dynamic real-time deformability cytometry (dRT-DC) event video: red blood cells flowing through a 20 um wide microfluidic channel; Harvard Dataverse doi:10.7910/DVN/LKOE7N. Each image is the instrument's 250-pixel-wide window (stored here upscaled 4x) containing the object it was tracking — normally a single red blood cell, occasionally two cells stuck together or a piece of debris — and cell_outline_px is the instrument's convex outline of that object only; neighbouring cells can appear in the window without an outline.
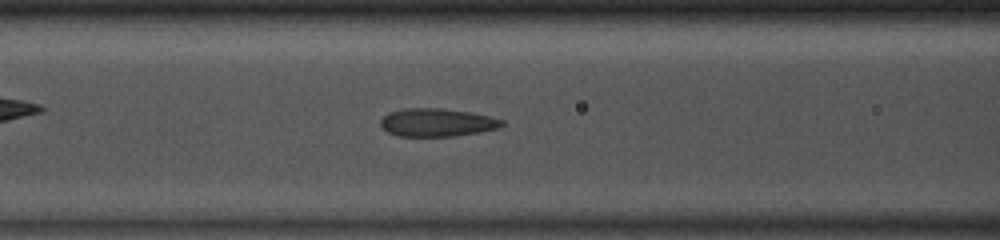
{"species": "common noctule bat (a hibernating species)", "species_latin": "Nyctalus noctula", "temperature_condition": "room temperature", "stored_images_in_passage": 40, "camera_frame_rate_fps": 3000, "um_per_image_px": 0.085, "animal": {"sex": "male", "body_mass_g": 13.0, "forearm_length_mm": 53.1}, "frame": {"image": 1, "passage_image": 17, "time_ms": 5.333, "image_size_px": [1000, 240], "cell_outline_px": [[504, 124], [500, 128], [480, 132], [456, 136], [400, 136], [388, 132], [380, 124], [380, 120], [388, 112], [404, 108], [440, 108], [472, 112], [504, 120]], "centroid_in_image_um": [37.16, 10.4], "position_along_channel_um": 129.4, "area_um2": 19.94}}
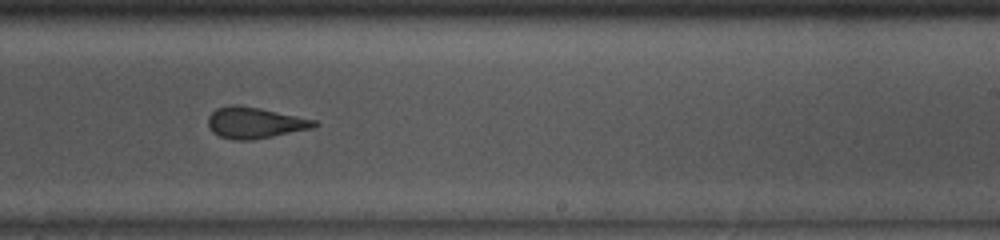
{"frame": {"image": 2, "passage_image": 27, "time_ms": 8.667, "image_size_px": [1000, 240], "cell_outline_px": [[320, 124], [312, 128], [252, 140], [236, 140], [220, 136], [212, 132], [208, 124], [208, 116], [216, 108], [232, 104], [236, 104], [260, 108], [316, 120]], "centroid_in_image_um": [21.64, 10.42], "position_along_channel_um": 267.4, "area_um2": 19.19}}
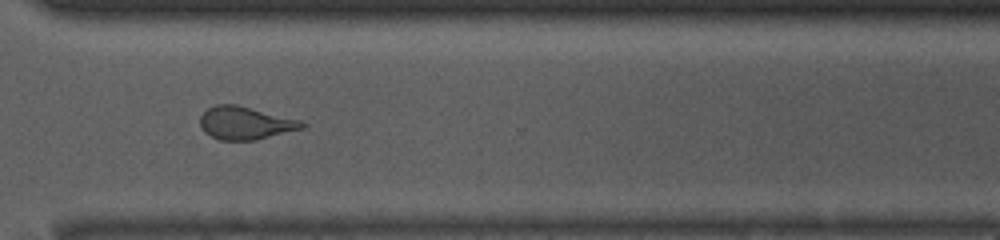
{"frame": {"image": 3, "passage_image": 33, "time_ms": 10.667, "image_size_px": [1000, 240], "cell_outline_px": [[308, 124], [304, 128], [256, 140], [220, 140], [204, 132], [200, 124], [200, 116], [208, 108], [216, 104], [236, 104], [300, 120]], "centroid_in_image_um": [20.86, 10.46], "position_along_channel_um": 349.7, "area_um2": 19.48}}